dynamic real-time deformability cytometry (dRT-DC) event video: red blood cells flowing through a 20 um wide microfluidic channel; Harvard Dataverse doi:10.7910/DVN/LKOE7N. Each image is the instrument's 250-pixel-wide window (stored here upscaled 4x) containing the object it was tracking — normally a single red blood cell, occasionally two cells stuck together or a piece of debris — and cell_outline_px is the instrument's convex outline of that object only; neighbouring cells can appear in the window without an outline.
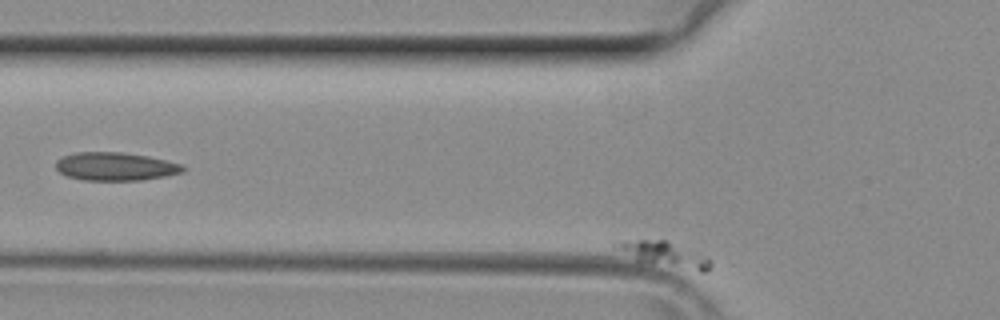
{"species": "common noctule bat (a hibernating species)", "species_latin": "Nyctalus noctula", "temperature_condition": "room temperature", "stored_images_in_passage": 11, "camera_frame_rate_fps": 3000, "um_per_image_px": 0.085, "animal": {"sex": "female", "body_mass_g": 29.2, "forearm_length_mm": 56.3}, "frame": {"image": 1, "passage_image": 11, "time_ms": 3.333, "image_size_px": [1000, 320], "cell_outline_px": [[712, 268], [708, 272], [700, 272], [636, 260], [612, 244], [620, 240], [668, 240], [708, 256], [712, 260]], "centroid_in_image_um": [56.59, 21.62], "position_along_channel_um": 69.2, "area_um2": 13.87}}